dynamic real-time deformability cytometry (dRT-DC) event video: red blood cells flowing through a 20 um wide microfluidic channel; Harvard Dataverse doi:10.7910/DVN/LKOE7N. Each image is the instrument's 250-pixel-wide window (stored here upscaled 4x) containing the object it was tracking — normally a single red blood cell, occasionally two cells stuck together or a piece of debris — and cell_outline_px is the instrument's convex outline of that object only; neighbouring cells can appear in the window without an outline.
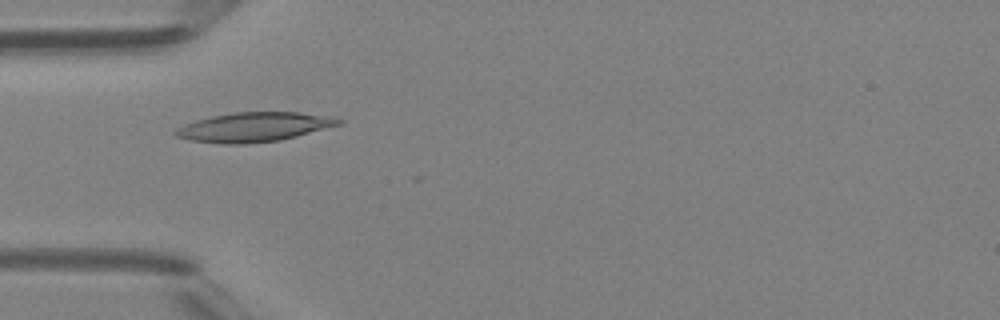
{"species": "Egyptian fruit bat (a non-hibernating species)", "species_latin": "Rousettus aegyptiacus", "temperature_condition": "room temperature", "stored_images_in_passage": 3, "camera_frame_rate_fps": 3000, "um_per_image_px": 0.085, "animal": {"sex": "female"}, "frame": {"image": 1, "passage_image": 3, "time_ms": 2.333, "image_size_px": [1000, 320], "cell_outline_px": [[344, 124], [280, 140], [240, 144], [224, 144], [192, 140], [176, 136], [172, 132], [176, 128], [184, 124], [196, 120], [212, 116], [236, 112], [300, 112], [336, 116], [344, 120]], "centroid_in_image_um": [21.66, 10.78], "position_along_channel_um": 63.3, "area_um2": 28.09}}